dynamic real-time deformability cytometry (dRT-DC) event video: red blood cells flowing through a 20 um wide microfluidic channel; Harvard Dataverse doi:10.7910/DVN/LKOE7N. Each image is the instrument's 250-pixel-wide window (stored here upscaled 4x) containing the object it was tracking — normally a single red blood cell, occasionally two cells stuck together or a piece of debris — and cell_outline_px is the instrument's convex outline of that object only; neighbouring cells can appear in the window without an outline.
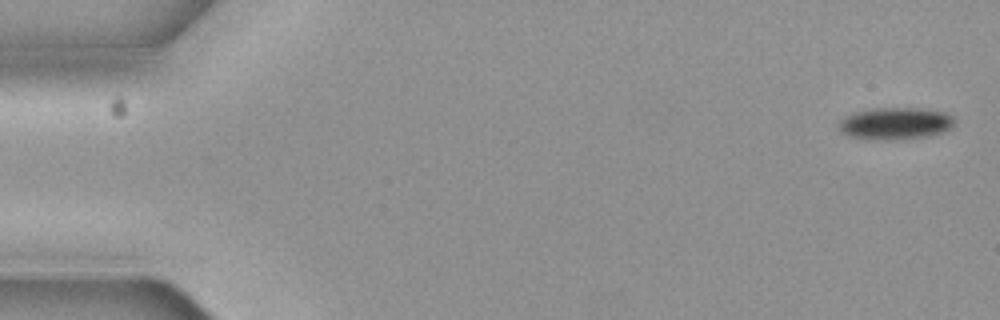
{"species": "common noctule bat (a hibernating species)", "species_latin": "Nyctalus noctula", "temperature_condition": "cold", "stored_images_in_passage": 5, "camera_frame_rate_fps": 3000, "um_per_image_px": 0.085, "animal": {"sex": "female", "body_mass_g": 19.3, "forearm_length_mm": 54.1}, "frame": {"image": 1, "passage_image": 1, "time_ms": 0.0, "image_size_px": [1000, 320], "cell_outline_px": [[952, 128], [928, 136], [896, 140], [868, 140], [848, 136], [840, 128], [840, 120], [844, 116], [856, 112], [876, 108], [916, 108], [944, 112], [952, 116]], "centroid_in_image_um": [76.07, 10.51], "position_along_channel_um": 8.9, "area_um2": 21.44}}
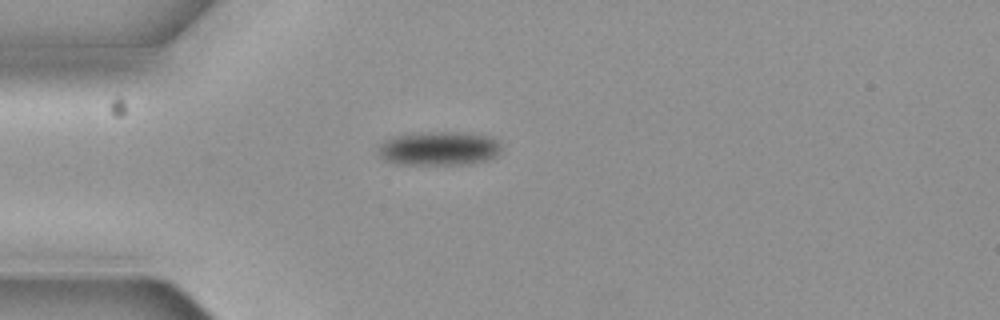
{"frame": {"image": 2, "passage_image": 5, "time_ms": 1.333, "image_size_px": [1000, 320], "cell_outline_px": [[500, 152], [496, 156], [488, 160], [468, 164], [392, 164], [384, 160], [380, 156], [380, 144], [384, 140], [392, 136], [424, 132], [464, 132], [492, 136], [500, 144]], "centroid_in_image_um": [37.32, 12.61], "position_along_channel_um": 47.7, "area_um2": 24.57}}